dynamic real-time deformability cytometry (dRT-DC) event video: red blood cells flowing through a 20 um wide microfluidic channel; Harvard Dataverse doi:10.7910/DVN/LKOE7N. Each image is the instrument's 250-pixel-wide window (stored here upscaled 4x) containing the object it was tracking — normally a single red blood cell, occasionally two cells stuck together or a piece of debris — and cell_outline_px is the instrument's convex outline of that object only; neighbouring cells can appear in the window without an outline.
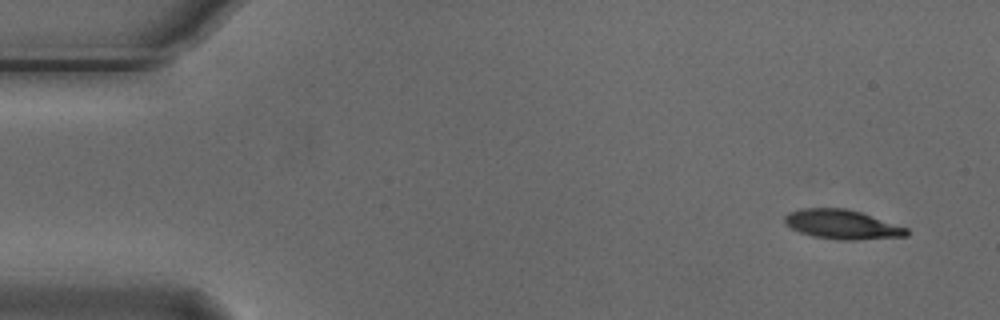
{"species": "Egyptian fruit bat (a non-hibernating species)", "species_latin": "Rousettus aegyptiacus", "temperature_condition": "cold", "stored_images_in_passage": 6, "segment_of_instrument_passage": [2, 2], "camera_frame_rate_fps": 3000, "um_per_image_px": 0.085, "animal": {"sex": "male"}, "frame": {"image": 1, "passage_image": 6, "time_ms": 1.667, "image_size_px": [1000, 320], "cell_outline_px": [[908, 236], [856, 240], [836, 240], [812, 236], [800, 232], [784, 224], [784, 216], [788, 212], [800, 208], [844, 208], [860, 212], [908, 228]], "centroid_in_image_um": [71.55, 19.08], "position_along_channel_um": 13.5, "area_um2": 20.92}}